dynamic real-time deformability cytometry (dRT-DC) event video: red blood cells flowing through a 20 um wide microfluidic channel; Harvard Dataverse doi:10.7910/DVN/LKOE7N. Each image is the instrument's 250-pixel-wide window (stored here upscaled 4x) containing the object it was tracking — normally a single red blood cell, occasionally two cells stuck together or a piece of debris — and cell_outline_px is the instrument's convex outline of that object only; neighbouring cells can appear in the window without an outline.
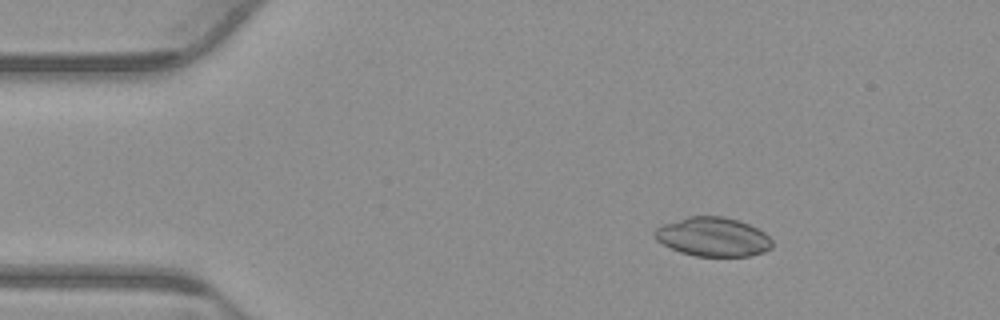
{"species": "common noctule bat (a hibernating species)", "species_latin": "Nyctalus noctula", "temperature_condition": "warm", "stored_images_in_passage": 52, "camera_frame_rate_fps": 3000, "um_per_image_px": 0.085, "animal": {"sex": "male", "body_mass_g": 23.1, "forearm_length_mm": 52.7}, "frame": {"image": 1, "passage_image": 7, "time_ms": 2.0, "image_size_px": [1000, 320], "cell_outline_px": [[772, 248], [764, 252], [748, 256], [696, 256], [680, 252], [656, 240], [652, 232], [656, 228], [664, 224], [688, 216], [724, 216], [740, 220], [764, 232], [772, 240]], "centroid_in_image_um": [60.61, 20.13], "position_along_channel_um": 24.4, "area_um2": 26.76}}
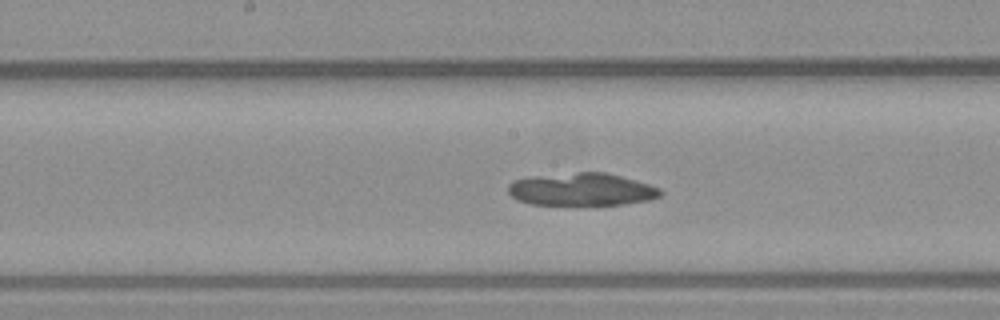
{"frame": {"image": 2, "passage_image": 26, "time_ms": 8.333, "image_size_px": [1000, 320], "cell_outline_px": [[664, 192], [660, 196], [648, 200], [624, 204], [532, 204], [516, 200], [508, 192], [508, 184], [512, 180], [536, 176], [580, 172], [604, 172], [620, 176], [648, 184], [660, 188]], "centroid_in_image_um": [49.43, 16.1], "position_along_channel_um": 198.8, "area_um2": 28.67}}
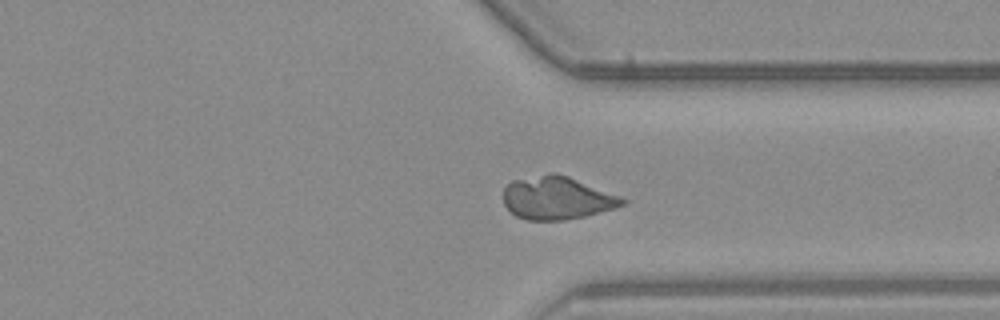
{"frame": {"image": 3, "passage_image": 39, "time_ms": 12.667, "image_size_px": [1000, 320], "cell_outline_px": [[628, 200], [624, 204], [616, 208], [584, 216], [564, 220], [528, 220], [516, 216], [504, 204], [504, 188], [512, 180], [552, 172], [556, 172], [568, 176], [620, 196]], "centroid_in_image_um": [47.34, 16.82], "position_along_channel_um": 364.1, "area_um2": 29.71}}